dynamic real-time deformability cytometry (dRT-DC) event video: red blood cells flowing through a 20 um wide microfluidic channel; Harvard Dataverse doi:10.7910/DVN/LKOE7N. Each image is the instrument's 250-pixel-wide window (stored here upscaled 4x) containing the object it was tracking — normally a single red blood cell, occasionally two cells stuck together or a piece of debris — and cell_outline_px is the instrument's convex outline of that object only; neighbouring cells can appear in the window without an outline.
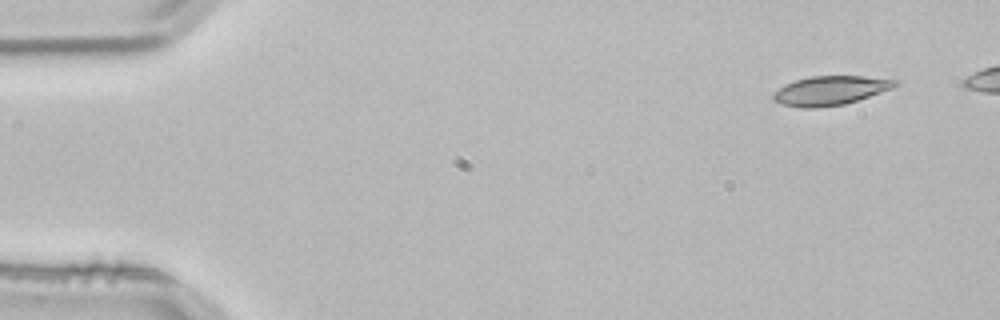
{"species": "common noctule bat (a hibernating species)", "species_latin": "Nyctalus noctula", "temperature_condition": "room temperature", "stored_images_in_passage": 3, "camera_frame_rate_fps": 3000, "um_per_image_px": 0.085, "animal": {"sex": "male", "body_mass_g": 21.5, "forearm_length_mm": 52.0}, "frame": {"image": 1, "passage_image": 1, "time_ms": 0.0, "image_size_px": [1000, 320], "cell_outline_px": [[900, 84], [892, 88], [844, 104], [816, 108], [800, 108], [780, 104], [772, 100], [772, 92], [784, 84], [796, 80], [812, 76], [864, 76], [900, 80]], "centroid_in_image_um": [70.53, 7.69], "position_along_channel_um": 14.5, "area_um2": 20.81}}